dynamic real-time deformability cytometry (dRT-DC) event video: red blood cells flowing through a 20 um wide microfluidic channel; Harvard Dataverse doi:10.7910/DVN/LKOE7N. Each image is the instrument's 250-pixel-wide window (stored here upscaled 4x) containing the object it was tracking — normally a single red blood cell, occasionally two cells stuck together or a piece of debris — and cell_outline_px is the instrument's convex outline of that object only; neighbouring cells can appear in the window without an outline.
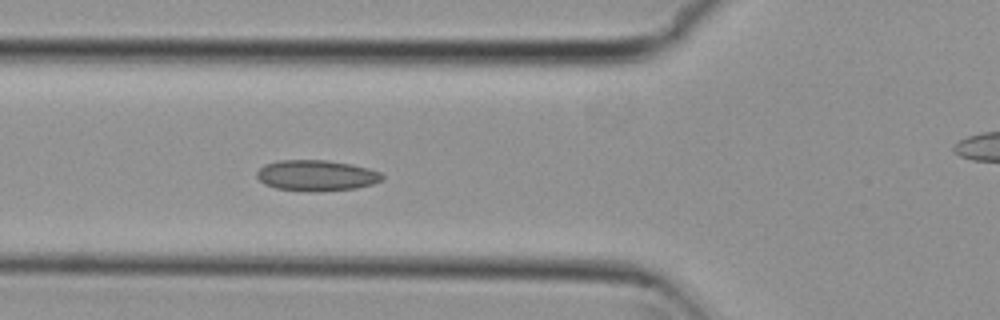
{"species": "common noctule bat (a hibernating species)", "species_latin": "Nyctalus noctula", "temperature_condition": "cold", "stored_images_in_passage": 5, "camera_frame_rate_fps": 3000, "um_per_image_px": 0.085, "animal": {"sex": "female", "body_mass_g": 29.2, "forearm_length_mm": 56.3}, "frame": {"image": 1, "passage_image": 4, "time_ms": 1.0, "image_size_px": [1000, 320], "cell_outline_px": [[384, 180], [372, 184], [356, 188], [320, 192], [316, 192], [276, 188], [264, 184], [256, 176], [256, 172], [264, 164], [276, 160], [328, 160], [352, 164], [368, 168], [380, 172], [384, 176]], "centroid_in_image_um": [26.9, 14.91], "position_along_channel_um": 98.9, "area_um2": 22.77}}